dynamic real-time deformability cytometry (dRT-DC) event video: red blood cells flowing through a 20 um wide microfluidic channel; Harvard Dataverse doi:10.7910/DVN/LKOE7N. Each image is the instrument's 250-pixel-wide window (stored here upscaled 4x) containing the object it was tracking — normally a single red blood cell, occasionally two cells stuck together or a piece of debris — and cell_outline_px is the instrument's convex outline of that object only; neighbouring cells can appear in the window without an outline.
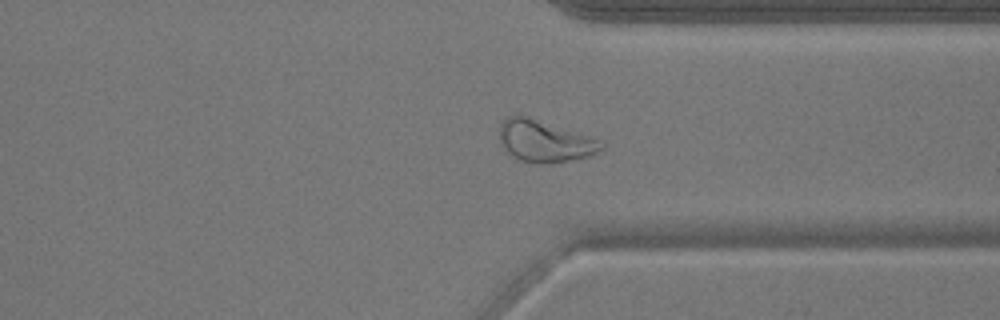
{"species": "common noctule bat (a hibernating species)", "species_latin": "Nyctalus noctula", "temperature_condition": "warm", "stored_images_in_passage": 52, "camera_frame_rate_fps": 3000, "um_per_image_px": 0.085, "animal": {"sex": "male", "body_mass_g": 17.9}, "frame": {"image": 1, "passage_image": 40, "time_ms": 13.0, "image_size_px": [1000, 320], "cell_outline_px": [[604, 148], [592, 156], [548, 164], [536, 164], [520, 160], [512, 156], [504, 148], [500, 140], [500, 124], [504, 116], [512, 112], [528, 116], [604, 140]], "centroid_in_image_um": [46.3, 11.97], "position_along_channel_um": 365.1, "area_um2": 25.55}}
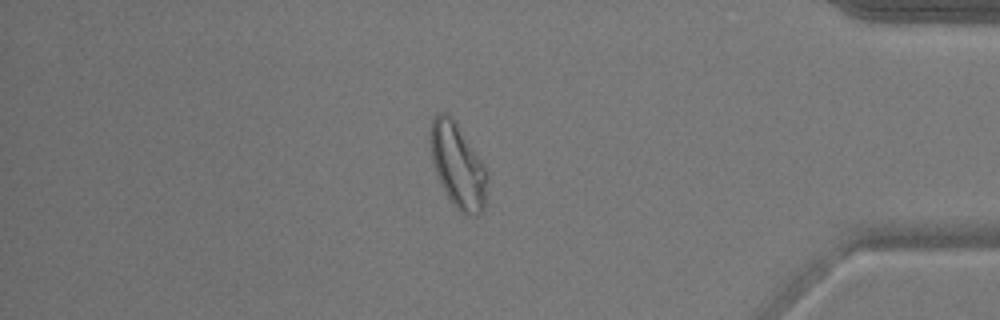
{"frame": {"image": 2, "passage_image": 45, "time_ms": 14.667, "image_size_px": [1000, 320], "cell_outline_px": [[484, 212], [476, 216], [468, 216], [460, 212], [456, 208], [448, 196], [436, 172], [432, 160], [428, 140], [428, 136], [432, 120], [436, 112], [448, 112], [452, 116], [484, 164]], "centroid_in_image_um": [38.85, 14.01], "position_along_channel_um": 396.3, "area_um2": 27.63}}
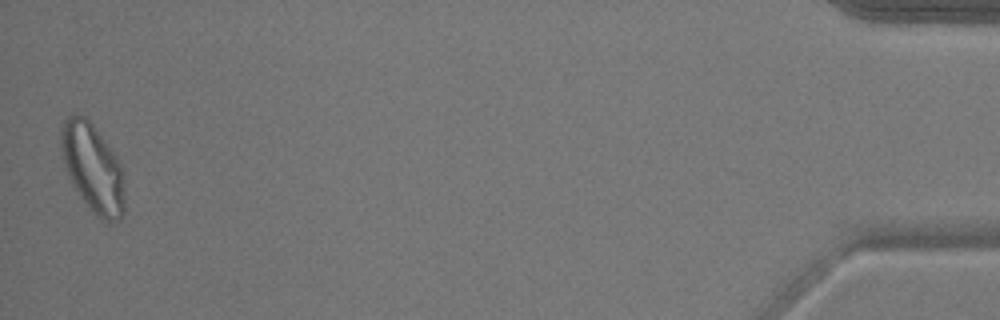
{"frame": {"image": 3, "passage_image": 52, "time_ms": 17.0, "image_size_px": [1000, 320], "cell_outline_px": [[124, 212], [120, 220], [108, 224], [100, 220], [92, 212], [80, 196], [72, 184], [68, 176], [64, 164], [60, 148], [60, 128], [64, 120], [72, 112], [84, 116], [92, 124], [116, 156], [120, 164], [124, 200]], "centroid_in_image_um": [7.85, 14.3], "position_along_channel_um": 427.4, "area_um2": 32.83}, "authors_computed_cell_mechanics": {"area_um2": 27.4839, "velocity_mm_per_s": 3.8336, "shape_relaxation_time_tau1_ms": null, "shape_relaxation_time_tau2_ms": 1.8379, "deformation_change_tau1": null, "deformation_change_tau2": 0.092}}